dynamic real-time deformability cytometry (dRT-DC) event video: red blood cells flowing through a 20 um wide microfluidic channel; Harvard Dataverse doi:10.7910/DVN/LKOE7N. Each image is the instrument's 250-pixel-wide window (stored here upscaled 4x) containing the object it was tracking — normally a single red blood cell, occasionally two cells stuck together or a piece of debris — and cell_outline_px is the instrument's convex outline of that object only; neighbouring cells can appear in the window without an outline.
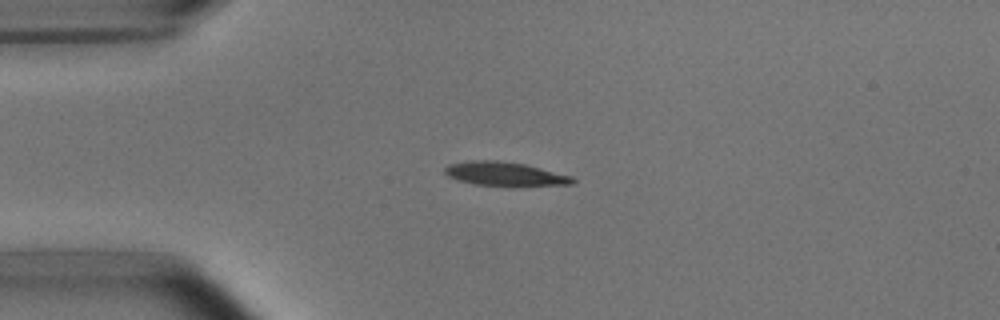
{"species": "common noctule bat (a hibernating species)", "species_latin": "Nyctalus noctula", "temperature_condition": "room temperature", "stored_images_in_passage": 48, "camera_frame_rate_fps": 3000, "um_per_image_px": 0.085, "animal": {"sex": "male", "body_mass_g": 15.6}, "frame": {"image": 1, "passage_image": 8, "time_ms": 2.333, "image_size_px": [1000, 320], "cell_outline_px": [[576, 180], [572, 184], [476, 184], [460, 180], [448, 176], [444, 172], [444, 168], [448, 164], [468, 160], [496, 160], [524, 164], [572, 176]], "centroid_in_image_um": [42.84, 14.74], "position_along_channel_um": 42.2, "area_um2": 16.94}}
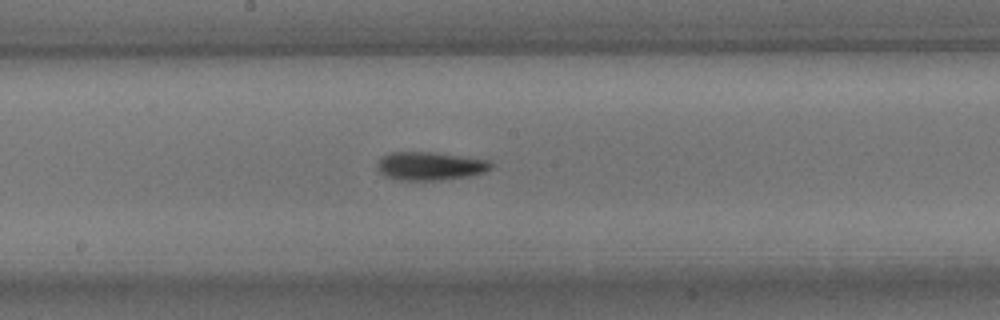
{"frame": {"image": 2, "passage_image": 23, "time_ms": 7.333, "image_size_px": [1000, 320], "cell_outline_px": [[492, 168], [484, 172], [472, 176], [444, 180], [396, 180], [384, 176], [376, 168], [380, 160], [384, 156], [392, 152], [436, 152], [488, 160], [492, 164]], "centroid_in_image_um": [36.57, 14.12], "position_along_channel_um": 211.6, "area_um2": 18.9}}
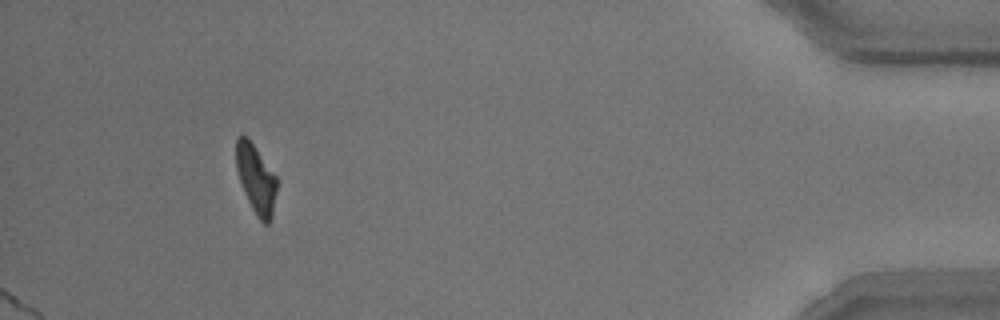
{"frame": {"image": 3, "passage_image": 44, "time_ms": 14.333, "image_size_px": [1000, 320], "cell_outline_px": [[276, 192], [272, 216], [268, 224], [264, 224], [256, 216], [248, 200], [240, 180], [236, 168], [236, 140], [240, 136], [248, 136], [276, 176]], "centroid_in_image_um": [21.76, 15.2], "position_along_channel_um": 413.4, "area_um2": 16.07}, "authors_computed_cell_mechanics": {"area_um2": 17.7446, "velocity_mm_per_s": 3.7967, "shape_relaxation_time_tau1_ms": 3.1751, "shape_relaxation_time_tau2_ms": 4.4564, "deformation_change_tau1": 0.1699, "deformation_change_tau2": 0.1324}}